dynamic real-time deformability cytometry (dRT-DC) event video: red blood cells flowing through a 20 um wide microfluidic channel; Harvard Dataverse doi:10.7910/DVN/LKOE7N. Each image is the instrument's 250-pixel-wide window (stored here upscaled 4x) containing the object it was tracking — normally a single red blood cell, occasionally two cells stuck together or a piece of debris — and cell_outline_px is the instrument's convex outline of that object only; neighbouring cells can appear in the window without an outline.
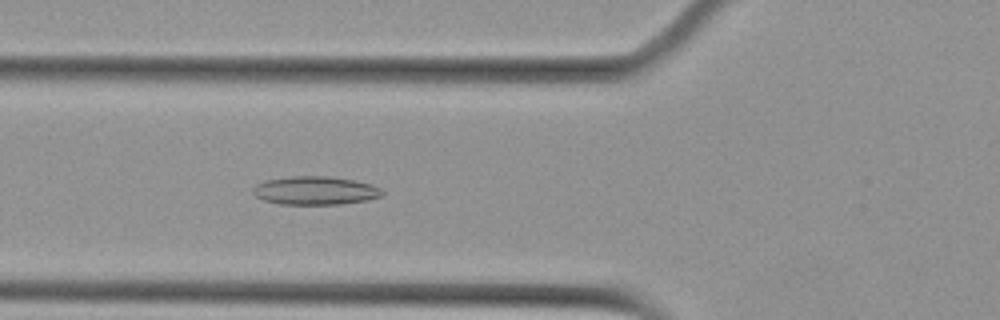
{"species": "Egyptian fruit bat (a non-hibernating species)", "species_latin": "Rousettus aegyptiacus", "temperature_condition": "cold", "stored_images_in_passage": 56, "camera_frame_rate_fps": 3000, "um_per_image_px": 0.085, "animal": {"sex": "female"}, "frame": {"image": 1, "passage_image": 21, "time_ms": 6.667, "image_size_px": [1000, 320], "cell_outline_px": [[384, 196], [368, 200], [340, 204], [280, 204], [264, 200], [256, 196], [252, 192], [252, 188], [256, 184], [264, 180], [292, 176], [328, 176], [352, 180], [372, 184], [380, 188], [384, 192]], "centroid_in_image_um": [26.8, 16.19], "position_along_channel_um": 99.0, "area_um2": 21.5}}
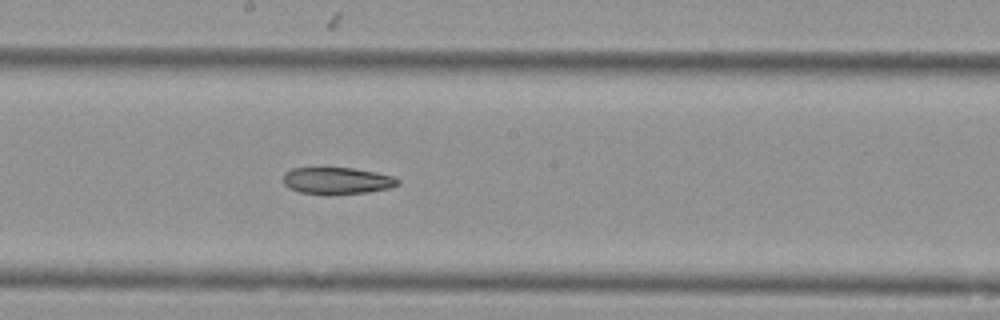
{"frame": {"image": 2, "passage_image": 31, "time_ms": 10.0, "image_size_px": [1000, 320], "cell_outline_px": [[400, 184], [392, 188], [368, 192], [328, 196], [300, 192], [288, 188], [284, 184], [284, 172], [292, 168], [352, 168], [376, 172], [392, 176], [400, 180]], "centroid_in_image_um": [28.66, 15.38], "position_along_channel_um": 219.5, "area_um2": 18.32}}
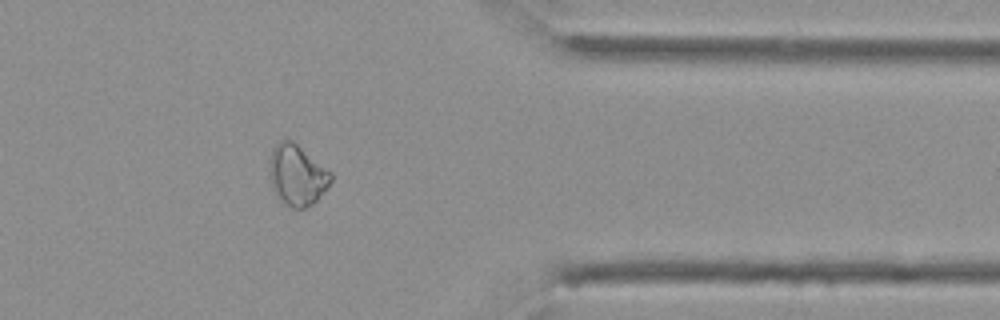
{"frame": {"image": 3, "passage_image": 46, "time_ms": 15.0, "image_size_px": [1000, 320], "cell_outline_px": [[332, 180], [316, 200], [312, 204], [304, 208], [292, 208], [284, 204], [276, 196], [272, 188], [268, 172], [268, 168], [272, 148], [280, 140], [292, 140], [332, 172]], "centroid_in_image_um": [25.21, 14.88], "position_along_channel_um": 386.2, "area_um2": 21.85}}